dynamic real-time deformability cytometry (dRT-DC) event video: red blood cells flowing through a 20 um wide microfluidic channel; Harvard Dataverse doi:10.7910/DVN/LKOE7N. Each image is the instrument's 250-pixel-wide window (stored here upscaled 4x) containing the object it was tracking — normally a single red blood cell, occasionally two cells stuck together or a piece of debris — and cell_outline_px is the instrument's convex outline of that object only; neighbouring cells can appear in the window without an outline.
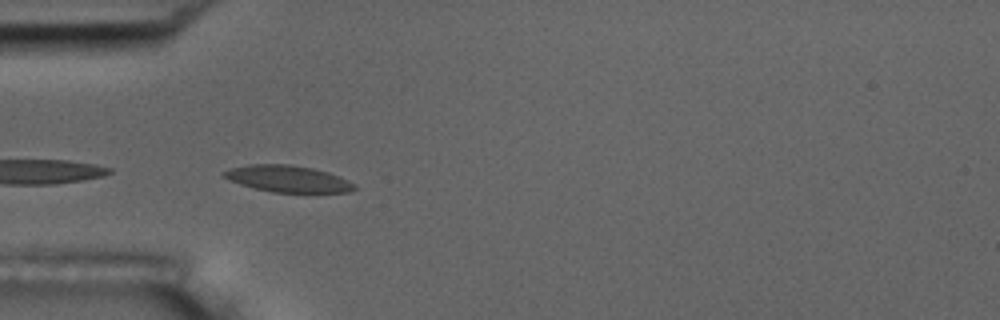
{"species": "common noctule bat (a hibernating species)", "species_latin": "Nyctalus noctula", "temperature_condition": "room temperature", "stored_images_in_passage": 3, "camera_frame_rate_fps": 3000, "um_per_image_px": 0.085, "animal": {"sex": "male", "body_mass_g": 17.5, "forearm_length_mm": 52.3}, "frame": {"image": 1, "passage_image": 1, "time_ms": 0.0, "image_size_px": [1000, 320], "cell_outline_px": [[356, 188], [348, 192], [272, 192], [240, 184], [220, 176], [220, 172], [232, 168], [248, 164], [288, 164], [312, 168], [328, 172], [348, 180]], "centroid_in_image_um": [24.41, 15.19], "position_along_channel_um": 60.6, "area_um2": 20.06}}